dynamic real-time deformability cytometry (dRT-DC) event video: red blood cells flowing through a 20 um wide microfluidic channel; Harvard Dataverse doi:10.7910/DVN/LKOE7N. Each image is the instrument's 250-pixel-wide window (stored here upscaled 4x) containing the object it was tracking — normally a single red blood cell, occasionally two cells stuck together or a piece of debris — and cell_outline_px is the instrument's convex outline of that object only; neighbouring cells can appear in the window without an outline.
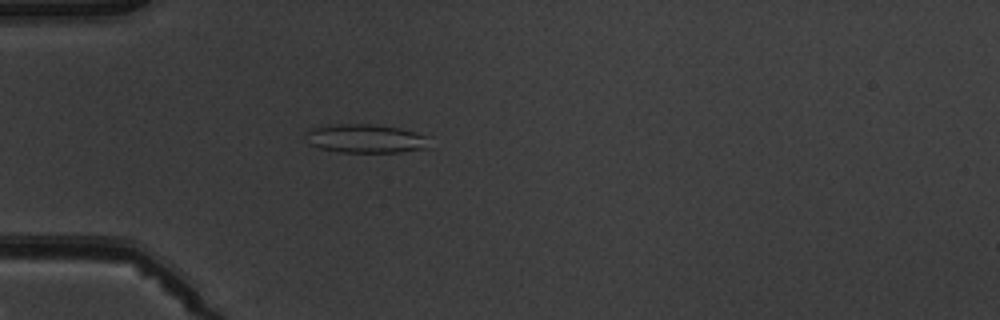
{"species": "common noctule bat (a hibernating species)", "species_latin": "Nyctalus noctula", "temperature_condition": "warm", "stored_images_in_passage": 4, "camera_frame_rate_fps": 3000, "um_per_image_px": 0.085, "animal": {"sex": "male", "body_mass_g": 19.5, "forearm_length_mm": 54.6}, "frame": {"image": 1, "passage_image": 4, "time_ms": 4.667, "image_size_px": [1000, 320], "cell_outline_px": [[432, 148], [400, 152], [336, 152], [320, 148], [308, 144], [304, 136], [304, 132], [308, 128], [340, 124], [372, 124], [400, 128], [428, 136]], "centroid_in_image_um": [31.08, 11.79], "position_along_channel_um": 53.9, "area_um2": 21.15}}